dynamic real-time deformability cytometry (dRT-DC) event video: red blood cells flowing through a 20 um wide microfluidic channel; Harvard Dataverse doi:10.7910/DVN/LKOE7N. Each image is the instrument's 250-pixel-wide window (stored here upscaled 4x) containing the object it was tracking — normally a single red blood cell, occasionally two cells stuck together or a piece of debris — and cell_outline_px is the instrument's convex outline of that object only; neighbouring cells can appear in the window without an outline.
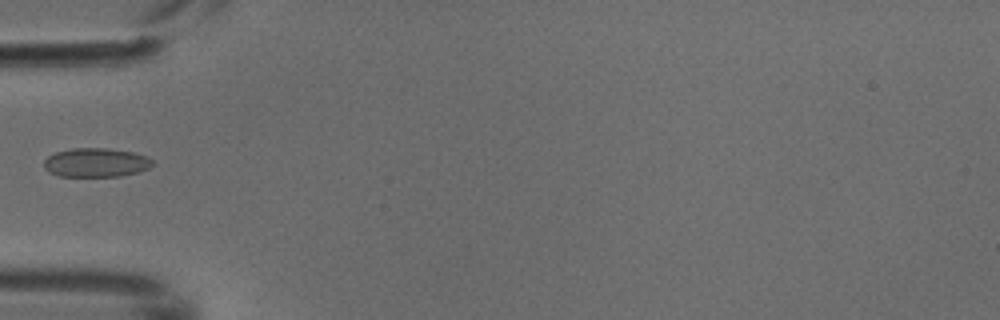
{"species": "common noctule bat (a hibernating species)", "species_latin": "Nyctalus noctula", "temperature_condition": "cold", "stored_images_in_passage": 6, "camera_frame_rate_fps": 3000, "um_per_image_px": 0.085, "animal": {"sex": "male", "body_mass_g": 18.8}, "frame": {"image": 1, "passage_image": 5, "time_ms": 1.333, "image_size_px": [1000, 320], "cell_outline_px": [[152, 164], [148, 168], [140, 172], [120, 176], [60, 176], [48, 172], [44, 168], [44, 160], [48, 156], [56, 152], [72, 148], [108, 148], [136, 152], [152, 160]], "centroid_in_image_um": [8.14, 13.81], "position_along_channel_um": 76.9, "area_um2": 18.38}}
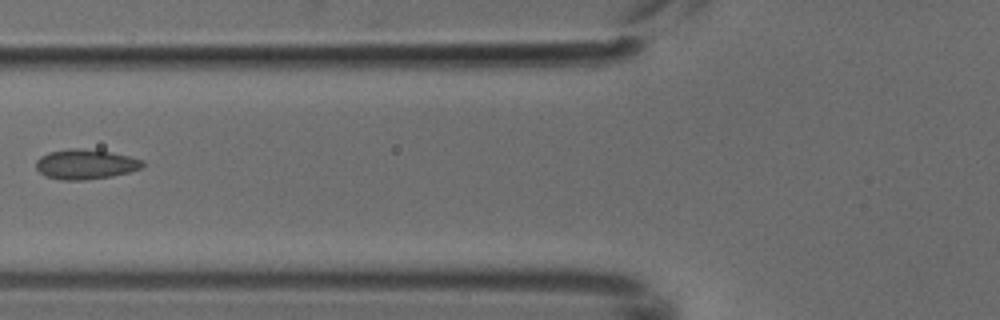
{"frame": {"image": 2, "passage_image": 6, "time_ms": 1.667, "image_size_px": [1000, 320], "cell_outline_px": [[144, 168], [112, 176], [84, 180], [60, 180], [44, 176], [36, 168], [36, 160], [40, 156], [48, 152], [72, 148], [76, 148], [112, 152], [144, 160]], "centroid_in_image_um": [7.26, 13.97], "position_along_channel_um": 118.5, "area_um2": 18.67}}